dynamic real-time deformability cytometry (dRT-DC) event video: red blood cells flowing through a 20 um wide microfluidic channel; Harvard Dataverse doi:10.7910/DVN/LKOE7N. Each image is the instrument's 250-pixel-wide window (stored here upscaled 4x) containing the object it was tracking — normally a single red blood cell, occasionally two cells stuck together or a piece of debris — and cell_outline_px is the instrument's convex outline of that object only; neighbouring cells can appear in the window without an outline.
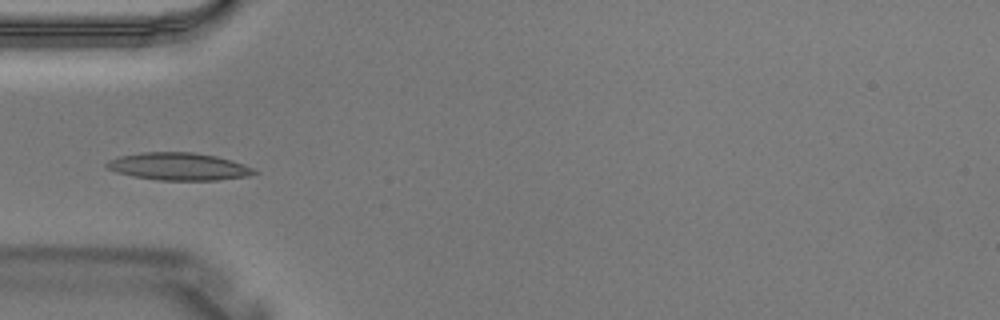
{"species": "Egyptian fruit bat (a non-hibernating species)", "species_latin": "Rousettus aegyptiacus", "temperature_condition": "warm", "stored_images_in_passage": 2, "camera_frame_rate_fps": 3000, "um_per_image_px": 0.085, "animal": {"sex": "male"}, "frame": {"image": 1, "passage_image": 2, "time_ms": 0.333, "image_size_px": [1000, 320], "cell_outline_px": [[260, 172], [248, 176], [216, 180], [156, 180], [132, 176], [116, 172], [108, 168], [104, 164], [108, 160], [120, 156], [140, 152], [196, 152], [216, 156], [232, 160], [252, 168]], "centroid_in_image_um": [15.17, 14.15], "position_along_channel_um": 69.8, "area_um2": 23.7}}